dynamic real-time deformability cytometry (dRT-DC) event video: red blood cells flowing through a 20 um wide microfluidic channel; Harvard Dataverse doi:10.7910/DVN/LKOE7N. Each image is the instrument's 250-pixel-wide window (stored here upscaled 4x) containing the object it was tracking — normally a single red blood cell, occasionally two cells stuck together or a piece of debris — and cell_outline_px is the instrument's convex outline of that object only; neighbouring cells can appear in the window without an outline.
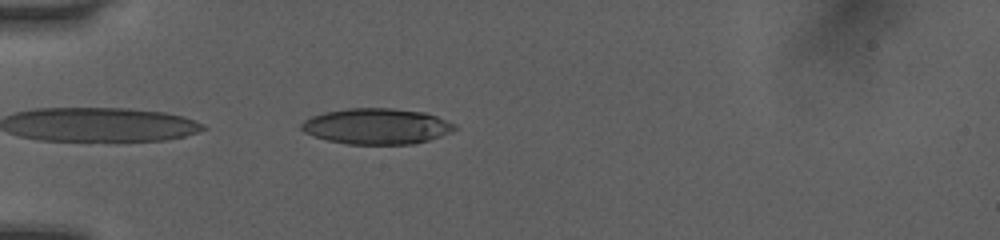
{"species": "human", "species_latin": "Homo sapiens", "temperature_condition": "room temperature", "stored_images_in_passage": 36, "camera_frame_rate_fps": 3000, "um_per_image_px": 0.085, "donor": {"sex": "female"}, "frame": {"image": 1, "passage_image": 1, "time_ms": 0.0, "image_size_px": [1000, 240], "cell_outline_px": [[456, 128], [440, 136], [428, 140], [412, 144], [348, 144], [328, 140], [312, 136], [304, 132], [300, 128], [300, 124], [304, 120], [312, 116], [324, 112], [348, 108], [392, 108], [424, 112], [436, 116], [456, 124]], "centroid_in_image_um": [31.98, 10.73], "position_along_channel_um": 53.0, "area_um2": 31.91}}
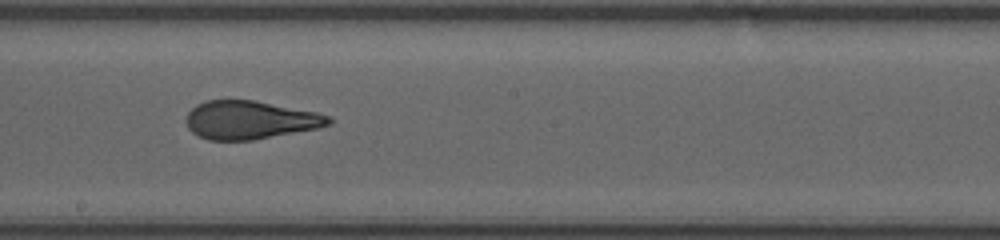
{"frame": {"image": 2, "passage_image": 15, "time_ms": 4.667, "image_size_px": [1000, 240], "cell_outline_px": [[332, 124], [320, 128], [252, 140], [208, 140], [192, 132], [188, 128], [184, 120], [188, 112], [196, 104], [204, 100], [256, 100], [316, 112], [332, 116]], "centroid_in_image_um": [21.26, 10.19], "position_along_channel_um": 226.9, "area_um2": 32.14}}
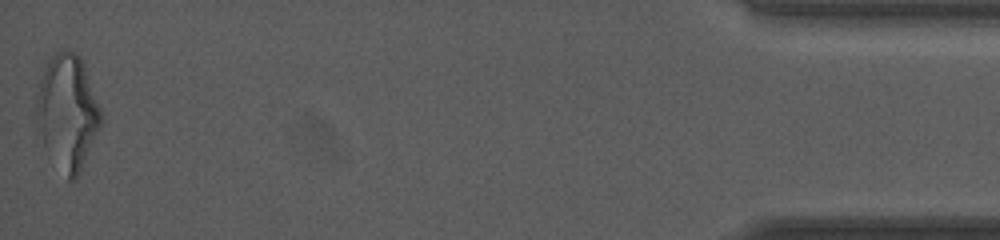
{"frame": {"image": 3, "passage_image": 36, "time_ms": 11.667, "image_size_px": [1000, 240], "cell_outline_px": [[104, 120], [76, 180], [68, 180], [36, 136], [36, 100], [44, 68], [52, 56], [56, 52], [76, 52], [80, 56], [100, 108]], "centroid_in_image_um": [5.72, 9.59], "position_along_channel_um": 429.5, "area_um2": 43.06}, "authors_computed_cell_mechanics": {"area_um2": 32.7437, "velocity_mm_per_s": 4.0872, "shape_relaxation_time_tau1_ms": 6.7549, "shape_relaxation_time_tau2_ms": 0.9541, "deformation_change_tau1": 0.2278, "deformation_change_tau2": 0.0946}}